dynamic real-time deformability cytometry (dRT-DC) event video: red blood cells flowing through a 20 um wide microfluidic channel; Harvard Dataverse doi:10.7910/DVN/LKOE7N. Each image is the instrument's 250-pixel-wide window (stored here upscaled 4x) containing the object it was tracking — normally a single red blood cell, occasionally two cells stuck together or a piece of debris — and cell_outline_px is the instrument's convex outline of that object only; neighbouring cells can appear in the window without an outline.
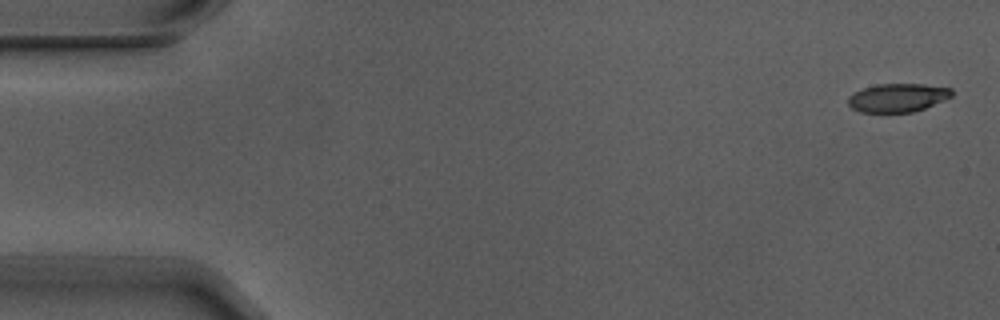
{"species": "Egyptian fruit bat (a non-hibernating species)", "species_latin": "Rousettus aegyptiacus", "temperature_condition": "warm", "stored_images_in_passage": 5, "camera_frame_rate_fps": 3000, "um_per_image_px": 0.085, "animal": {"sex": "male"}, "frame": {"image": 1, "passage_image": 1, "time_ms": 0.0, "image_size_px": [1000, 320], "cell_outline_px": [[952, 96], [944, 100], [924, 108], [912, 112], [860, 112], [852, 108], [848, 104], [848, 96], [852, 92], [864, 88], [880, 84], [924, 84], [952, 88]], "centroid_in_image_um": [76.29, 8.3], "position_along_channel_um": 8.7, "area_um2": 17.17}}
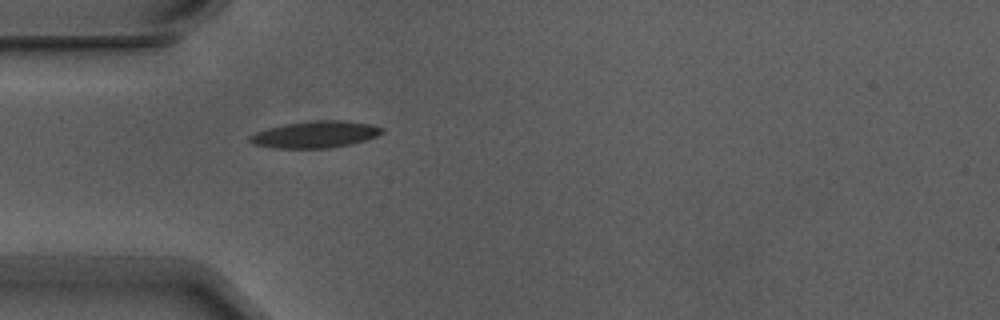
{"frame": {"image": 2, "passage_image": 5, "time_ms": 1.333, "image_size_px": [1000, 320], "cell_outline_px": [[384, 132], [376, 136], [364, 140], [348, 144], [328, 148], [272, 148], [252, 144], [248, 140], [248, 136], [256, 132], [268, 128], [284, 124], [312, 120], [344, 120], [372, 124], [384, 128]], "centroid_in_image_um": [26.77, 11.42], "position_along_channel_um": 58.2, "area_um2": 20.69}}